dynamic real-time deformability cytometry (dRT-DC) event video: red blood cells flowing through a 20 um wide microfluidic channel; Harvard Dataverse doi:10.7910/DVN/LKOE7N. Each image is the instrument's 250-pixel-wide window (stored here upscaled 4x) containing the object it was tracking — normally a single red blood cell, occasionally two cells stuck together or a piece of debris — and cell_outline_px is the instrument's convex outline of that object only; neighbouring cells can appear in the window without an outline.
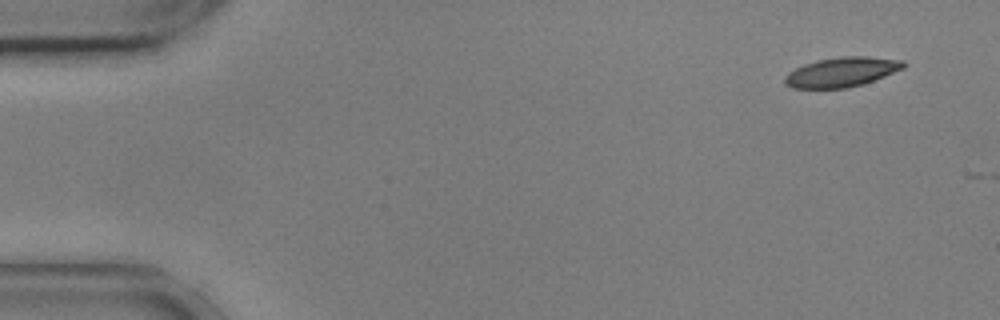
{"species": "common noctule bat (a hibernating species)", "species_latin": "Nyctalus noctula", "temperature_condition": "cold", "stored_images_in_passage": 7, "camera_frame_rate_fps": 3000, "um_per_image_px": 0.085, "animal": {"sex": "male", "body_mass_g": 17.9, "forearm_length_mm": 54.2}, "frame": {"image": 1, "passage_image": 1, "time_ms": 0.0, "image_size_px": [1000, 320], "cell_outline_px": [[908, 64], [904, 68], [864, 84], [848, 88], [792, 88], [784, 84], [784, 76], [788, 72], [804, 64], [820, 60], [840, 56], [868, 56], [904, 60]], "centroid_in_image_um": [71.56, 6.12], "position_along_channel_um": 13.4, "area_um2": 20.63}}